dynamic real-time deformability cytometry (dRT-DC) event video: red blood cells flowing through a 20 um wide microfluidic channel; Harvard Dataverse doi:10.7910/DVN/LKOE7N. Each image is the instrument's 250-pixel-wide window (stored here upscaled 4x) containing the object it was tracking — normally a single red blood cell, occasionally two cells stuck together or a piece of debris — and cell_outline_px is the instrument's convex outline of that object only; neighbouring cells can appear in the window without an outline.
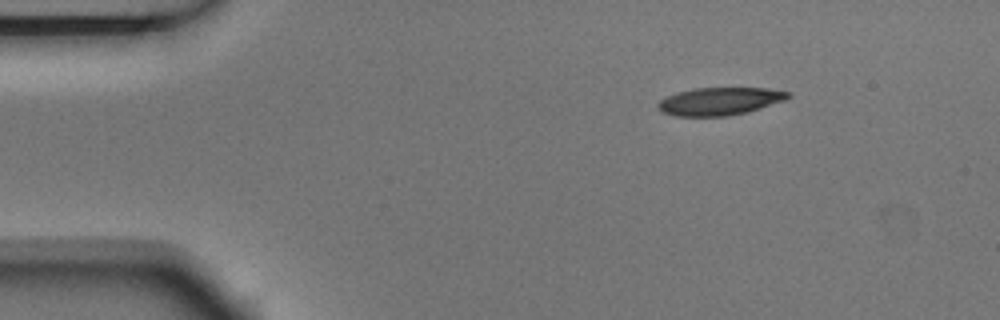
{"species": "Egyptian fruit bat (a non-hibernating species)", "species_latin": "Rousettus aegyptiacus", "temperature_condition": "room temperature", "stored_images_in_passage": 3, "camera_frame_rate_fps": 3000, "um_per_image_px": 0.085, "animal": {"sex": "male"}, "frame": {"image": 1, "passage_image": 1, "time_ms": 0.0, "image_size_px": [1000, 320], "cell_outline_px": [[792, 96], [784, 100], [748, 112], [728, 116], [676, 116], [660, 112], [656, 108], [656, 104], [664, 96], [676, 92], [692, 88], [768, 88], [792, 92]], "centroid_in_image_um": [61.13, 8.6], "position_along_channel_um": 23.9, "area_um2": 21.39}}